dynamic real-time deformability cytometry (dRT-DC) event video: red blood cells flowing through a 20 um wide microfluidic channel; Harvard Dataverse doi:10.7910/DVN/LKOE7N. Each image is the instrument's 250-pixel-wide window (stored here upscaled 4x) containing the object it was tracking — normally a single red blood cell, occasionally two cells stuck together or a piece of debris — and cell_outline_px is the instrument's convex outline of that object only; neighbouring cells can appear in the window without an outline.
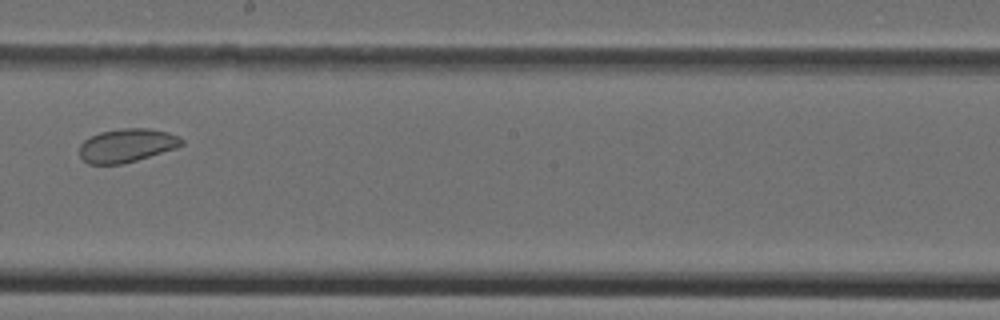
{"species": "Egyptian fruit bat (a non-hibernating species)", "species_latin": "Rousettus aegyptiacus", "temperature_condition": "cold", "stored_images_in_passage": 6, "camera_frame_rate_fps": 3000, "um_per_image_px": 0.085, "animal": {"sex": "female"}, "frame": {"image": 1, "passage_image": 5, "time_ms": 4.667, "image_size_px": [1000, 320], "cell_outline_px": [[184, 144], [176, 148], [136, 160], [120, 164], [88, 164], [80, 156], [80, 144], [84, 140], [100, 132], [120, 128], [148, 128], [168, 132], [180, 136], [184, 140]], "centroid_in_image_um": [10.8, 12.35], "position_along_channel_um": 237.4, "area_um2": 19.94}}
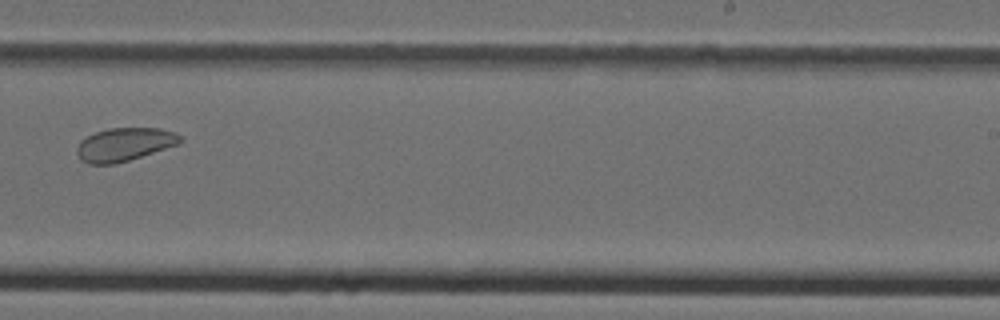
{"frame": {"image": 2, "passage_image": 6, "time_ms": 5.667, "image_size_px": [1000, 320], "cell_outline_px": [[184, 140], [176, 144], [116, 164], [88, 164], [80, 160], [76, 152], [76, 148], [80, 140], [96, 132], [108, 128], [160, 128], [176, 132], [184, 136]], "centroid_in_image_um": [10.56, 12.27], "position_along_channel_um": 278.4, "area_um2": 20.0}}